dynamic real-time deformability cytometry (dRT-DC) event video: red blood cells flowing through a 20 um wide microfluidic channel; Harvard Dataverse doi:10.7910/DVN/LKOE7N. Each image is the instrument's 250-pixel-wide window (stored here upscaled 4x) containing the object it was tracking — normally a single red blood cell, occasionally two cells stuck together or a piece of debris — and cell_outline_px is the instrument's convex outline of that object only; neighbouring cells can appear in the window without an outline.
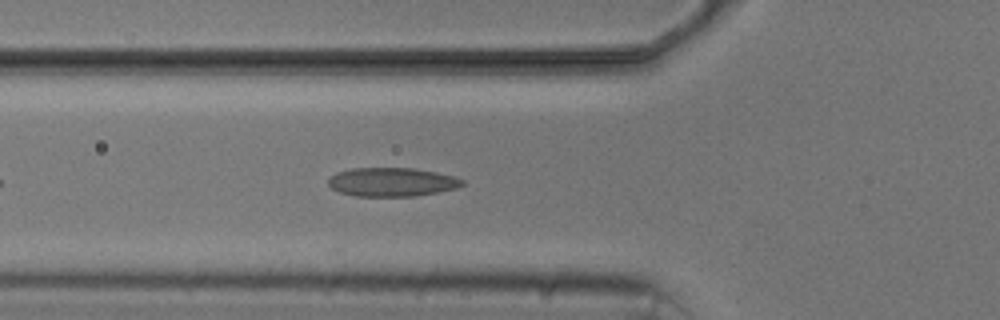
{"species": "common noctule bat (a hibernating species)", "species_latin": "Nyctalus noctula", "temperature_condition": "cold", "stored_images_in_passage": 6, "camera_frame_rate_fps": 3000, "um_per_image_px": 0.085, "animal": {"sex": "male", "body_mass_g": 20.5, "forearm_length_mm": 52.5}, "frame": {"image": 1, "passage_image": 6, "time_ms": 6.0, "image_size_px": [1000, 320], "cell_outline_px": [[464, 184], [456, 188], [416, 196], [356, 196], [340, 192], [332, 188], [328, 184], [328, 180], [336, 172], [352, 168], [412, 168], [436, 172], [456, 176], [464, 180]], "centroid_in_image_um": [33.32, 15.47], "position_along_channel_um": 92.5, "area_um2": 22.43}}